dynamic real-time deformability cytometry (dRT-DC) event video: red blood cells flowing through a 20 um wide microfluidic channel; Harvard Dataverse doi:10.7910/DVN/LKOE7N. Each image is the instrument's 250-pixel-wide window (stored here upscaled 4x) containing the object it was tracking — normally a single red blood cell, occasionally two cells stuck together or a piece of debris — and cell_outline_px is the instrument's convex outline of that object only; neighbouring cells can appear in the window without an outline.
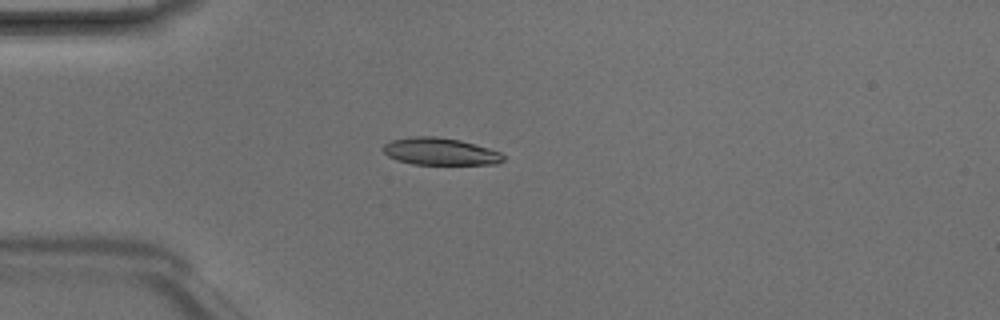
{"species": "Egyptian fruit bat (a non-hibernating species)", "species_latin": "Rousettus aegyptiacus", "temperature_condition": "room temperature", "stored_images_in_passage": 1, "camera_frame_rate_fps": 3000, "um_per_image_px": 0.085, "animal": {"sex": "male"}, "frame": {"image": 1, "passage_image": 1, "time_ms": 0.0, "image_size_px": [1000, 320], "cell_outline_px": [[504, 160], [500, 164], [412, 164], [396, 160], [388, 156], [384, 152], [384, 144], [392, 140], [412, 136], [436, 136], [460, 140], [488, 148], [500, 152], [504, 156]], "centroid_in_image_um": [37.42, 12.88], "position_along_channel_um": 47.6, "area_um2": 19.02}}